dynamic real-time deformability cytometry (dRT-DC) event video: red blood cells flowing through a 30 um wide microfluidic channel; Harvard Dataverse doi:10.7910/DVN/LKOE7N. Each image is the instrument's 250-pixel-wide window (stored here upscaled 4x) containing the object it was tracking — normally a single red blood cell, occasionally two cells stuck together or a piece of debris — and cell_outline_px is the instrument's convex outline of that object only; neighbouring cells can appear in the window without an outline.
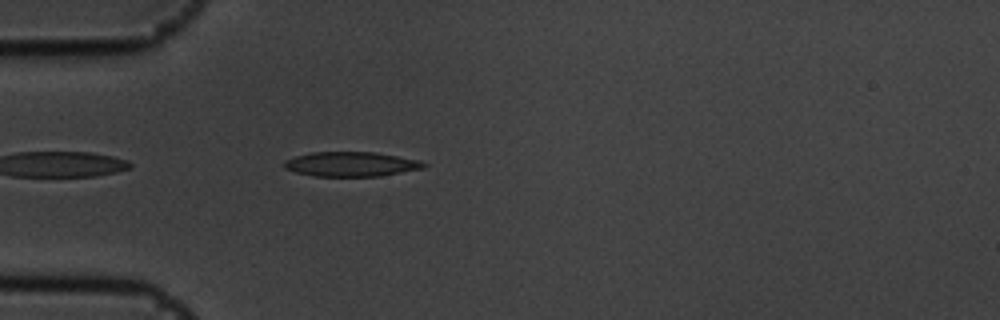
{"species": "common noctule bat (a hibernating species)", "species_latin": "Nyctalus noctula", "temperature_condition": "cold", "stored_images_in_passage": 40, "camera_frame_rate_fps": 3000, "um_per_image_px": 0.085, "animal": {"sex": "male", "body_mass_g": 19.5, "forearm_length_mm": 54.6}, "frame": {"image": 1, "passage_image": 1, "time_ms": 0.0, "image_size_px": [1000, 320], "cell_outline_px": [[428, 164], [424, 168], [380, 176], [312, 176], [296, 172], [284, 168], [284, 160], [296, 156], [312, 152], [376, 152], [420, 160]], "centroid_in_image_um": [29.85, 13.95], "position_along_channel_um": 55.1, "area_um2": 20.06}}
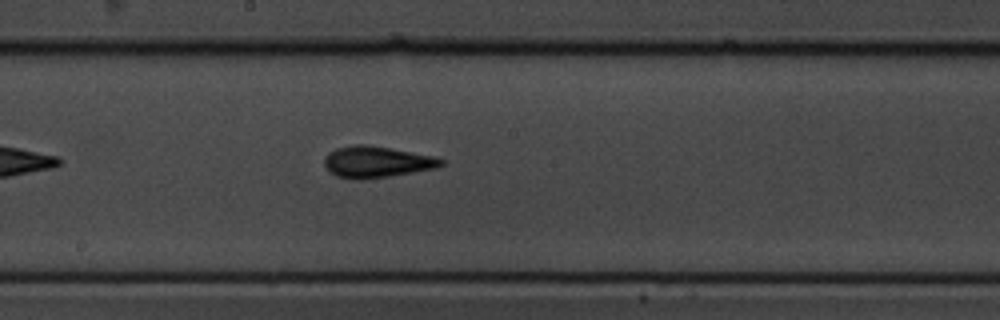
{"frame": {"image": 2, "passage_image": 15, "time_ms": 4.667, "image_size_px": [1000, 320], "cell_outline_px": [[444, 164], [436, 168], [388, 176], [360, 180], [336, 176], [328, 172], [324, 164], [324, 156], [328, 152], [336, 148], [352, 144], [368, 144], [436, 156], [444, 160]], "centroid_in_image_um": [31.98, 13.75], "position_along_channel_um": 216.2, "area_um2": 21.56}}
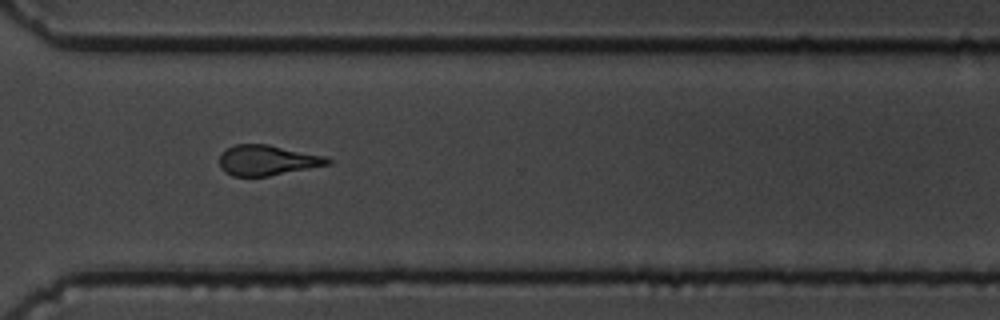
{"frame": {"image": 3, "passage_image": 26, "time_ms": 8.333, "image_size_px": [1000, 320], "cell_outline_px": [[332, 164], [268, 176], [232, 176], [224, 172], [220, 168], [220, 152], [236, 144], [268, 144], [324, 156], [332, 160]], "centroid_in_image_um": [22.7, 13.62], "position_along_channel_um": 347.9, "area_um2": 19.13}, "authors_computed_cell_mechanics": {"area_um2": 19.6809, "velocity_mm_per_s": 3.6018, "shape_relaxation_time_tau1_ms": 3.5701, "shape_relaxation_time_tau2_ms": 1.9241, "deformation_change_tau1": 0.1456, "deformation_change_tau2": 0.0919}}